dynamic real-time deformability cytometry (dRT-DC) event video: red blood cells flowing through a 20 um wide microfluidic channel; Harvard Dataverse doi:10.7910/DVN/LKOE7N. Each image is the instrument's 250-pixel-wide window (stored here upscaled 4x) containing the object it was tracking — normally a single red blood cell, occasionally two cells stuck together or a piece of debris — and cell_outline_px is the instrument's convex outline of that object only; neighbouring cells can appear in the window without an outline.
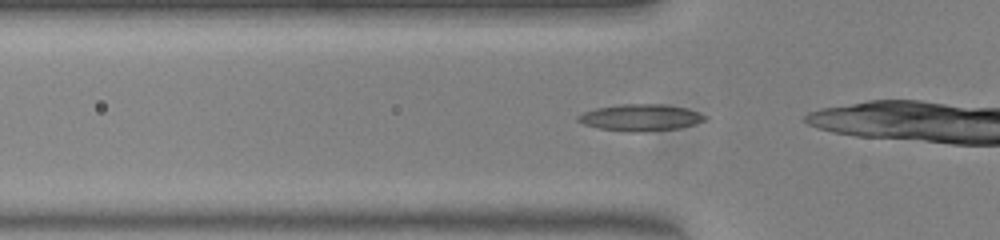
{"species": "common noctule bat (a hibernating species)", "species_latin": "Nyctalus noctula", "temperature_condition": "warm", "stored_images_in_passage": 33, "camera_frame_rate_fps": 3000, "um_per_image_px": 0.085, "animal": {"sex": "female", "body_mass_g": 23.0, "forearm_length_mm": 53.4}, "frame": {"image": 1, "passage_image": 10, "time_ms": 3.0, "image_size_px": [1000, 240], "cell_outline_px": [[708, 116], [704, 120], [696, 124], [680, 128], [636, 132], [632, 132], [600, 128], [584, 124], [576, 120], [576, 116], [584, 112], [596, 108], [620, 104], [664, 104], [684, 108]], "centroid_in_image_um": [54.43, 9.99], "position_along_channel_um": 71.4, "area_um2": 19.54}}
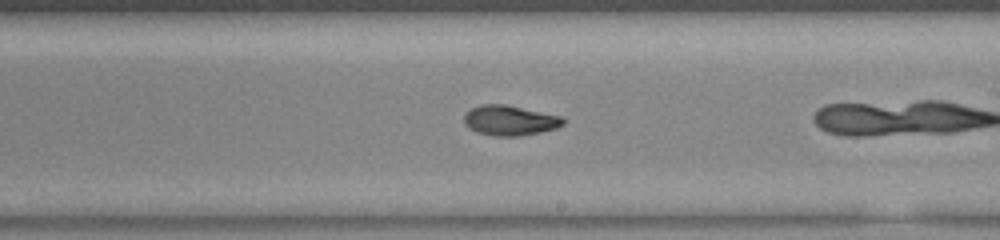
{"frame": {"image": 2, "passage_image": 23, "time_ms": 7.333, "image_size_px": [1000, 240], "cell_outline_px": [[564, 124], [556, 128], [540, 132], [520, 136], [496, 136], [476, 132], [468, 128], [464, 124], [464, 112], [480, 104], [504, 104], [560, 116], [564, 120]], "centroid_in_image_um": [43.28, 10.24], "position_along_channel_um": 245.7, "area_um2": 17.34}}
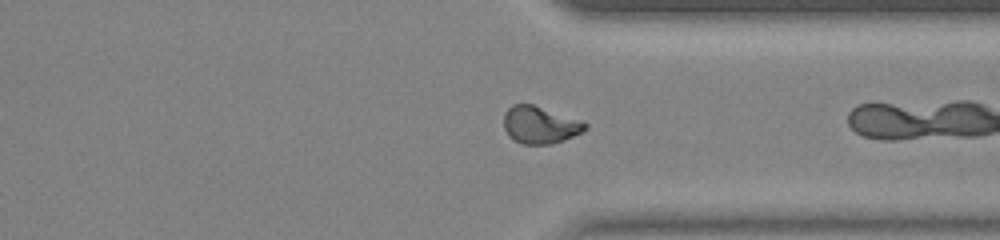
{"frame": {"image": 3, "passage_image": 32, "time_ms": 10.333, "image_size_px": [1000, 240], "cell_outline_px": [[588, 128], [564, 140], [552, 144], [524, 144], [508, 136], [504, 128], [504, 112], [512, 104], [532, 104], [588, 124]], "centroid_in_image_um": [45.85, 10.62], "position_along_channel_um": 365.6, "area_um2": 17.28}}